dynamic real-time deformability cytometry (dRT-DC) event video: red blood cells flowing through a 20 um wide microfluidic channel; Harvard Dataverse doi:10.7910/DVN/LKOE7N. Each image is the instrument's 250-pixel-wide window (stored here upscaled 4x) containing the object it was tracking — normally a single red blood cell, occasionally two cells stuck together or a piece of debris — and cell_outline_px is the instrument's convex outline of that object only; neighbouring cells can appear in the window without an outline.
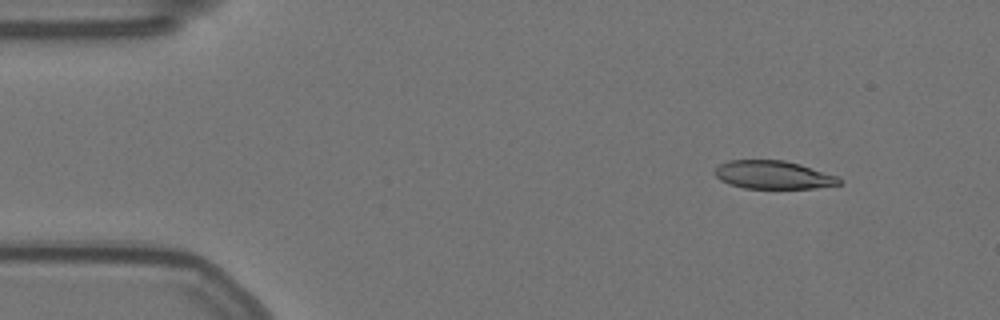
{"species": "Egyptian fruit bat (a non-hibernating species)", "species_latin": "Rousettus aegyptiacus", "temperature_condition": "warm", "stored_images_in_passage": 57, "camera_frame_rate_fps": 3000, "um_per_image_px": 0.085, "animal": {"sex": "female"}, "frame": {"image": 1, "passage_image": 6, "time_ms": 1.667, "image_size_px": [1000, 320], "cell_outline_px": [[844, 180], [840, 184], [816, 188], [744, 188], [728, 184], [720, 180], [716, 176], [716, 168], [720, 164], [728, 160], [784, 160], [800, 164], [840, 176]], "centroid_in_image_um": [65.78, 14.86], "position_along_channel_um": 19.2, "area_um2": 20.58}}
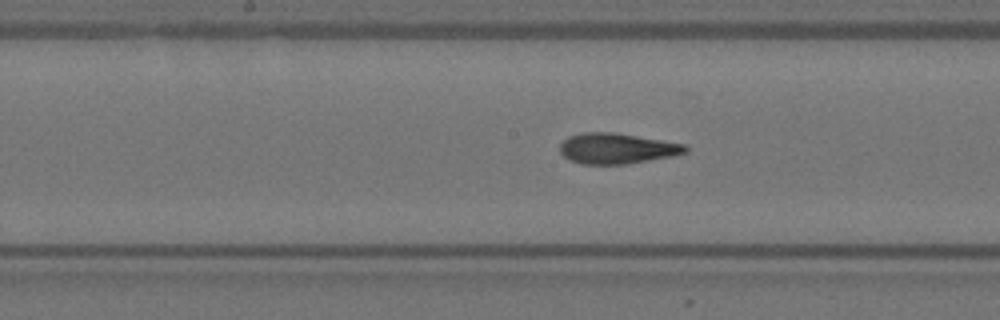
{"frame": {"image": 2, "passage_image": 28, "time_ms": 9.0, "image_size_px": [1000, 320], "cell_outline_px": [[688, 152], [672, 156], [624, 164], [580, 164], [568, 160], [560, 152], [560, 144], [568, 136], [584, 132], [612, 132], [688, 144]], "centroid_in_image_um": [52.43, 12.62], "position_along_channel_um": 195.8, "area_um2": 22.43}}
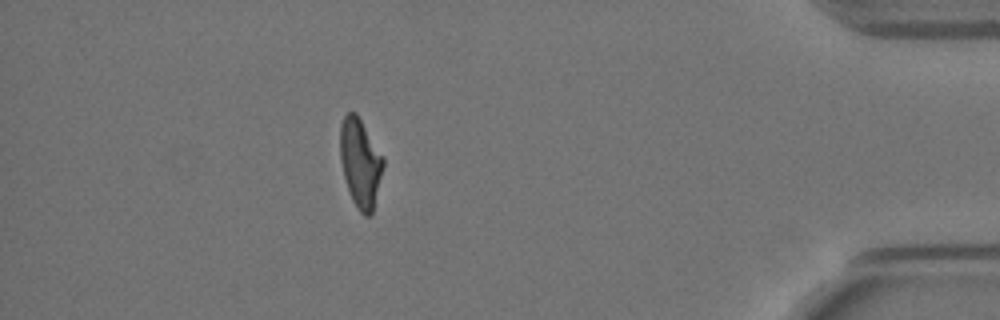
{"frame": {"image": 3, "passage_image": 50, "time_ms": 16.333, "image_size_px": [1000, 320], "cell_outline_px": [[384, 164], [372, 216], [364, 216], [356, 208], [352, 200], [344, 176], [340, 160], [340, 124], [344, 116], [348, 112], [356, 112], [384, 156]], "centroid_in_image_um": [30.63, 13.85], "position_along_channel_um": 404.6, "area_um2": 22.48}, "authors_computed_cell_mechanics": {"area_um2": 22.4842, "velocity_mm_per_s": 3.5304, "shape_relaxation_time_tau1_ms": 8.0122, "shape_relaxation_time_tau2_ms": 1.7636, "deformation_change_tau1": 0.2741, "deformation_change_tau2": 0.1053}}